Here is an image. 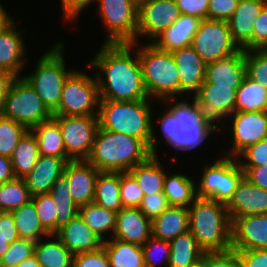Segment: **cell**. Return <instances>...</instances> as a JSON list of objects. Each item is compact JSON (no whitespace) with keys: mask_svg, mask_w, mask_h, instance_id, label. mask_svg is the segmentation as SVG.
Segmentation results:
<instances>
[{"mask_svg":"<svg viewBox=\"0 0 267 267\" xmlns=\"http://www.w3.org/2000/svg\"><path fill=\"white\" fill-rule=\"evenodd\" d=\"M135 43H103L86 68L95 69L101 100L149 99ZM135 50V51H134ZM132 52V53H131Z\"/></svg>","mask_w":267,"mask_h":267,"instance_id":"1","label":"cell"},{"mask_svg":"<svg viewBox=\"0 0 267 267\" xmlns=\"http://www.w3.org/2000/svg\"><path fill=\"white\" fill-rule=\"evenodd\" d=\"M152 99L139 101L100 100L99 126L109 132H117L142 140L153 155L158 153L152 118ZM157 150V151H156Z\"/></svg>","mask_w":267,"mask_h":267,"instance_id":"2","label":"cell"},{"mask_svg":"<svg viewBox=\"0 0 267 267\" xmlns=\"http://www.w3.org/2000/svg\"><path fill=\"white\" fill-rule=\"evenodd\" d=\"M151 155L142 140L99 127L86 161L99 172H128Z\"/></svg>","mask_w":267,"mask_h":267,"instance_id":"3","label":"cell"},{"mask_svg":"<svg viewBox=\"0 0 267 267\" xmlns=\"http://www.w3.org/2000/svg\"><path fill=\"white\" fill-rule=\"evenodd\" d=\"M189 231L205 252L232 249V221L224 203L197 197L189 206Z\"/></svg>","mask_w":267,"mask_h":267,"instance_id":"4","label":"cell"},{"mask_svg":"<svg viewBox=\"0 0 267 267\" xmlns=\"http://www.w3.org/2000/svg\"><path fill=\"white\" fill-rule=\"evenodd\" d=\"M136 45L143 85L149 99L162 102L167 98H178L180 80L172 53L160 50L152 43L136 42Z\"/></svg>","mask_w":267,"mask_h":267,"instance_id":"5","label":"cell"},{"mask_svg":"<svg viewBox=\"0 0 267 267\" xmlns=\"http://www.w3.org/2000/svg\"><path fill=\"white\" fill-rule=\"evenodd\" d=\"M64 46V42L52 44L39 57L33 73L22 75L52 114L60 104L66 79L75 71L66 66Z\"/></svg>","mask_w":267,"mask_h":267,"instance_id":"6","label":"cell"},{"mask_svg":"<svg viewBox=\"0 0 267 267\" xmlns=\"http://www.w3.org/2000/svg\"><path fill=\"white\" fill-rule=\"evenodd\" d=\"M1 116L14 120L27 130L53 117L36 91L23 77H16L4 98Z\"/></svg>","mask_w":267,"mask_h":267,"instance_id":"7","label":"cell"},{"mask_svg":"<svg viewBox=\"0 0 267 267\" xmlns=\"http://www.w3.org/2000/svg\"><path fill=\"white\" fill-rule=\"evenodd\" d=\"M222 157H217L218 159L211 165L205 163L200 181L196 184L197 197L216 200L227 205L245 172L236 158Z\"/></svg>","mask_w":267,"mask_h":267,"instance_id":"8","label":"cell"},{"mask_svg":"<svg viewBox=\"0 0 267 267\" xmlns=\"http://www.w3.org/2000/svg\"><path fill=\"white\" fill-rule=\"evenodd\" d=\"M85 71L76 70L66 79L60 104L53 116H98L100 93L97 80Z\"/></svg>","mask_w":267,"mask_h":267,"instance_id":"9","label":"cell"},{"mask_svg":"<svg viewBox=\"0 0 267 267\" xmlns=\"http://www.w3.org/2000/svg\"><path fill=\"white\" fill-rule=\"evenodd\" d=\"M99 2L98 14L106 33L104 43H135L138 27V4L134 0H93Z\"/></svg>","mask_w":267,"mask_h":267,"instance_id":"10","label":"cell"},{"mask_svg":"<svg viewBox=\"0 0 267 267\" xmlns=\"http://www.w3.org/2000/svg\"><path fill=\"white\" fill-rule=\"evenodd\" d=\"M191 46L206 64L241 50L233 41L228 21L212 19L201 20Z\"/></svg>","mask_w":267,"mask_h":267,"instance_id":"11","label":"cell"},{"mask_svg":"<svg viewBox=\"0 0 267 267\" xmlns=\"http://www.w3.org/2000/svg\"><path fill=\"white\" fill-rule=\"evenodd\" d=\"M59 123L66 154L72 160H86L99 126V116H53Z\"/></svg>","mask_w":267,"mask_h":267,"instance_id":"12","label":"cell"},{"mask_svg":"<svg viewBox=\"0 0 267 267\" xmlns=\"http://www.w3.org/2000/svg\"><path fill=\"white\" fill-rule=\"evenodd\" d=\"M226 120L231 121L230 127L221 124L219 128H222V133L224 128L230 129L232 138L230 137L229 144L232 145L227 152L223 151L224 156L236 158L247 147L267 138V111L234 112Z\"/></svg>","mask_w":267,"mask_h":267,"instance_id":"13","label":"cell"},{"mask_svg":"<svg viewBox=\"0 0 267 267\" xmlns=\"http://www.w3.org/2000/svg\"><path fill=\"white\" fill-rule=\"evenodd\" d=\"M181 13L174 0H144L138 4L139 37L151 43L158 35L171 26Z\"/></svg>","mask_w":267,"mask_h":267,"instance_id":"14","label":"cell"},{"mask_svg":"<svg viewBox=\"0 0 267 267\" xmlns=\"http://www.w3.org/2000/svg\"><path fill=\"white\" fill-rule=\"evenodd\" d=\"M17 29V22L12 18L0 30V70L15 77H22L24 64H27L25 61L27 50L22 36L26 31Z\"/></svg>","mask_w":267,"mask_h":267,"instance_id":"15","label":"cell"},{"mask_svg":"<svg viewBox=\"0 0 267 267\" xmlns=\"http://www.w3.org/2000/svg\"><path fill=\"white\" fill-rule=\"evenodd\" d=\"M232 250L267 249V214H255L232 220Z\"/></svg>","mask_w":267,"mask_h":267,"instance_id":"16","label":"cell"},{"mask_svg":"<svg viewBox=\"0 0 267 267\" xmlns=\"http://www.w3.org/2000/svg\"><path fill=\"white\" fill-rule=\"evenodd\" d=\"M236 94L237 89L232 86H217L204 80L194 98L205 115L220 124L235 112Z\"/></svg>","mask_w":267,"mask_h":267,"instance_id":"17","label":"cell"},{"mask_svg":"<svg viewBox=\"0 0 267 267\" xmlns=\"http://www.w3.org/2000/svg\"><path fill=\"white\" fill-rule=\"evenodd\" d=\"M180 80V96L194 97L205 80L206 63L192 46L172 52Z\"/></svg>","mask_w":267,"mask_h":267,"instance_id":"18","label":"cell"},{"mask_svg":"<svg viewBox=\"0 0 267 267\" xmlns=\"http://www.w3.org/2000/svg\"><path fill=\"white\" fill-rule=\"evenodd\" d=\"M226 206L231 221L249 215L267 214V190L252 184L244 176Z\"/></svg>","mask_w":267,"mask_h":267,"instance_id":"19","label":"cell"},{"mask_svg":"<svg viewBox=\"0 0 267 267\" xmlns=\"http://www.w3.org/2000/svg\"><path fill=\"white\" fill-rule=\"evenodd\" d=\"M265 7L263 0H239L228 20L233 41L240 49L253 50L254 21Z\"/></svg>","mask_w":267,"mask_h":267,"instance_id":"20","label":"cell"},{"mask_svg":"<svg viewBox=\"0 0 267 267\" xmlns=\"http://www.w3.org/2000/svg\"><path fill=\"white\" fill-rule=\"evenodd\" d=\"M73 201L80 207L94 201L95 181L99 171L86 160H72L65 165Z\"/></svg>","mask_w":267,"mask_h":267,"instance_id":"21","label":"cell"},{"mask_svg":"<svg viewBox=\"0 0 267 267\" xmlns=\"http://www.w3.org/2000/svg\"><path fill=\"white\" fill-rule=\"evenodd\" d=\"M152 237V220L139 208L123 207L116 213V228L112 238L142 246Z\"/></svg>","mask_w":267,"mask_h":267,"instance_id":"22","label":"cell"},{"mask_svg":"<svg viewBox=\"0 0 267 267\" xmlns=\"http://www.w3.org/2000/svg\"><path fill=\"white\" fill-rule=\"evenodd\" d=\"M245 51L206 64L205 81L217 86L238 89L246 77Z\"/></svg>","mask_w":267,"mask_h":267,"instance_id":"23","label":"cell"},{"mask_svg":"<svg viewBox=\"0 0 267 267\" xmlns=\"http://www.w3.org/2000/svg\"><path fill=\"white\" fill-rule=\"evenodd\" d=\"M55 235L73 255L98 250L104 242L79 214L63 225Z\"/></svg>","mask_w":267,"mask_h":267,"instance_id":"24","label":"cell"},{"mask_svg":"<svg viewBox=\"0 0 267 267\" xmlns=\"http://www.w3.org/2000/svg\"><path fill=\"white\" fill-rule=\"evenodd\" d=\"M69 161L72 159L39 156L35 167L24 177L30 195L49 193Z\"/></svg>","mask_w":267,"mask_h":267,"instance_id":"25","label":"cell"},{"mask_svg":"<svg viewBox=\"0 0 267 267\" xmlns=\"http://www.w3.org/2000/svg\"><path fill=\"white\" fill-rule=\"evenodd\" d=\"M201 20L196 16L181 14L171 26L151 43L160 50L170 53L191 46L192 39L198 31Z\"/></svg>","mask_w":267,"mask_h":267,"instance_id":"26","label":"cell"},{"mask_svg":"<svg viewBox=\"0 0 267 267\" xmlns=\"http://www.w3.org/2000/svg\"><path fill=\"white\" fill-rule=\"evenodd\" d=\"M189 231V210L181 206H169L152 220V237L171 241Z\"/></svg>","mask_w":267,"mask_h":267,"instance_id":"27","label":"cell"},{"mask_svg":"<svg viewBox=\"0 0 267 267\" xmlns=\"http://www.w3.org/2000/svg\"><path fill=\"white\" fill-rule=\"evenodd\" d=\"M166 172L163 192L170 206H189L197 198V187L192 177L183 173Z\"/></svg>","mask_w":267,"mask_h":267,"instance_id":"28","label":"cell"},{"mask_svg":"<svg viewBox=\"0 0 267 267\" xmlns=\"http://www.w3.org/2000/svg\"><path fill=\"white\" fill-rule=\"evenodd\" d=\"M37 139L40 156L70 158L65 151L58 121L52 117L31 130Z\"/></svg>","mask_w":267,"mask_h":267,"instance_id":"29","label":"cell"},{"mask_svg":"<svg viewBox=\"0 0 267 267\" xmlns=\"http://www.w3.org/2000/svg\"><path fill=\"white\" fill-rule=\"evenodd\" d=\"M158 157L152 154L147 160L128 171L135 178L144 195L163 192L167 171Z\"/></svg>","mask_w":267,"mask_h":267,"instance_id":"30","label":"cell"},{"mask_svg":"<svg viewBox=\"0 0 267 267\" xmlns=\"http://www.w3.org/2000/svg\"><path fill=\"white\" fill-rule=\"evenodd\" d=\"M34 255L37 257L41 267L73 266L74 255L55 234H50L47 237L41 238L39 241H37Z\"/></svg>","mask_w":267,"mask_h":267,"instance_id":"31","label":"cell"},{"mask_svg":"<svg viewBox=\"0 0 267 267\" xmlns=\"http://www.w3.org/2000/svg\"><path fill=\"white\" fill-rule=\"evenodd\" d=\"M205 251L198 245L190 231L170 241L168 267H190L201 262Z\"/></svg>","mask_w":267,"mask_h":267,"instance_id":"32","label":"cell"},{"mask_svg":"<svg viewBox=\"0 0 267 267\" xmlns=\"http://www.w3.org/2000/svg\"><path fill=\"white\" fill-rule=\"evenodd\" d=\"M94 203L118 213L122 208L120 172H99L95 181Z\"/></svg>","mask_w":267,"mask_h":267,"instance_id":"33","label":"cell"},{"mask_svg":"<svg viewBox=\"0 0 267 267\" xmlns=\"http://www.w3.org/2000/svg\"><path fill=\"white\" fill-rule=\"evenodd\" d=\"M110 267H145L142 246L115 238L103 242Z\"/></svg>","mask_w":267,"mask_h":267,"instance_id":"34","label":"cell"},{"mask_svg":"<svg viewBox=\"0 0 267 267\" xmlns=\"http://www.w3.org/2000/svg\"><path fill=\"white\" fill-rule=\"evenodd\" d=\"M38 142L35 134L27 130L10 157L15 177L24 178L35 167L39 158Z\"/></svg>","mask_w":267,"mask_h":267,"instance_id":"35","label":"cell"},{"mask_svg":"<svg viewBox=\"0 0 267 267\" xmlns=\"http://www.w3.org/2000/svg\"><path fill=\"white\" fill-rule=\"evenodd\" d=\"M79 215L87 226L104 241L111 238L116 228V213L96 203H88L79 207ZM109 232V233H108ZM108 234V238L105 237Z\"/></svg>","mask_w":267,"mask_h":267,"instance_id":"36","label":"cell"},{"mask_svg":"<svg viewBox=\"0 0 267 267\" xmlns=\"http://www.w3.org/2000/svg\"><path fill=\"white\" fill-rule=\"evenodd\" d=\"M11 214L19 238L37 242L49 235L40 224L36 206L32 200L11 211Z\"/></svg>","mask_w":267,"mask_h":267,"instance_id":"37","label":"cell"},{"mask_svg":"<svg viewBox=\"0 0 267 267\" xmlns=\"http://www.w3.org/2000/svg\"><path fill=\"white\" fill-rule=\"evenodd\" d=\"M56 204V233L79 214V206L73 201L67 177L62 174L49 192Z\"/></svg>","mask_w":267,"mask_h":267,"instance_id":"38","label":"cell"},{"mask_svg":"<svg viewBox=\"0 0 267 267\" xmlns=\"http://www.w3.org/2000/svg\"><path fill=\"white\" fill-rule=\"evenodd\" d=\"M267 111V90L247 76L237 89L235 112Z\"/></svg>","mask_w":267,"mask_h":267,"instance_id":"39","label":"cell"},{"mask_svg":"<svg viewBox=\"0 0 267 267\" xmlns=\"http://www.w3.org/2000/svg\"><path fill=\"white\" fill-rule=\"evenodd\" d=\"M186 97L183 100H174V98L164 99L161 103H166L168 110L174 115L175 119L185 128L197 127L207 116L197 100L191 97L190 100Z\"/></svg>","mask_w":267,"mask_h":267,"instance_id":"40","label":"cell"},{"mask_svg":"<svg viewBox=\"0 0 267 267\" xmlns=\"http://www.w3.org/2000/svg\"><path fill=\"white\" fill-rule=\"evenodd\" d=\"M32 196L24 178L0 183V212H11L28 203Z\"/></svg>","mask_w":267,"mask_h":267,"instance_id":"41","label":"cell"},{"mask_svg":"<svg viewBox=\"0 0 267 267\" xmlns=\"http://www.w3.org/2000/svg\"><path fill=\"white\" fill-rule=\"evenodd\" d=\"M217 123L206 117L197 127H191V129H184L180 136V151H188L189 153L196 148L201 147L202 143L211 136L212 132H219Z\"/></svg>","mask_w":267,"mask_h":267,"instance_id":"42","label":"cell"},{"mask_svg":"<svg viewBox=\"0 0 267 267\" xmlns=\"http://www.w3.org/2000/svg\"><path fill=\"white\" fill-rule=\"evenodd\" d=\"M26 131L20 123L0 115V155L10 158Z\"/></svg>","mask_w":267,"mask_h":267,"instance_id":"43","label":"cell"},{"mask_svg":"<svg viewBox=\"0 0 267 267\" xmlns=\"http://www.w3.org/2000/svg\"><path fill=\"white\" fill-rule=\"evenodd\" d=\"M246 75L267 90V52L263 49L245 51Z\"/></svg>","mask_w":267,"mask_h":267,"instance_id":"44","label":"cell"},{"mask_svg":"<svg viewBox=\"0 0 267 267\" xmlns=\"http://www.w3.org/2000/svg\"><path fill=\"white\" fill-rule=\"evenodd\" d=\"M38 214L40 224L50 235L56 234V204L50 193L37 194L32 196Z\"/></svg>","mask_w":267,"mask_h":267,"instance_id":"45","label":"cell"},{"mask_svg":"<svg viewBox=\"0 0 267 267\" xmlns=\"http://www.w3.org/2000/svg\"><path fill=\"white\" fill-rule=\"evenodd\" d=\"M145 267H159L161 264L168 267L167 262L170 256V242L149 238L143 245ZM164 263V264H163Z\"/></svg>","mask_w":267,"mask_h":267,"instance_id":"46","label":"cell"},{"mask_svg":"<svg viewBox=\"0 0 267 267\" xmlns=\"http://www.w3.org/2000/svg\"><path fill=\"white\" fill-rule=\"evenodd\" d=\"M36 242L19 238L10 244L8 250L0 259V267L17 266L24 259L35 253Z\"/></svg>","mask_w":267,"mask_h":267,"instance_id":"47","label":"cell"},{"mask_svg":"<svg viewBox=\"0 0 267 267\" xmlns=\"http://www.w3.org/2000/svg\"><path fill=\"white\" fill-rule=\"evenodd\" d=\"M164 112V113H163ZM158 117V125L165 144L167 143L176 152L180 151V136L181 132L185 129L174 117V115L165 108Z\"/></svg>","mask_w":267,"mask_h":267,"instance_id":"48","label":"cell"},{"mask_svg":"<svg viewBox=\"0 0 267 267\" xmlns=\"http://www.w3.org/2000/svg\"><path fill=\"white\" fill-rule=\"evenodd\" d=\"M120 197L123 207L138 208L144 193L129 172H120Z\"/></svg>","mask_w":267,"mask_h":267,"instance_id":"49","label":"cell"},{"mask_svg":"<svg viewBox=\"0 0 267 267\" xmlns=\"http://www.w3.org/2000/svg\"><path fill=\"white\" fill-rule=\"evenodd\" d=\"M236 159L240 166L267 165V138L247 147Z\"/></svg>","mask_w":267,"mask_h":267,"instance_id":"50","label":"cell"},{"mask_svg":"<svg viewBox=\"0 0 267 267\" xmlns=\"http://www.w3.org/2000/svg\"><path fill=\"white\" fill-rule=\"evenodd\" d=\"M201 267H241L238 252H205L201 259Z\"/></svg>","mask_w":267,"mask_h":267,"instance_id":"51","label":"cell"},{"mask_svg":"<svg viewBox=\"0 0 267 267\" xmlns=\"http://www.w3.org/2000/svg\"><path fill=\"white\" fill-rule=\"evenodd\" d=\"M169 206L170 205L164 192H159L144 195L142 202L138 208L147 218L153 220Z\"/></svg>","mask_w":267,"mask_h":267,"instance_id":"52","label":"cell"},{"mask_svg":"<svg viewBox=\"0 0 267 267\" xmlns=\"http://www.w3.org/2000/svg\"><path fill=\"white\" fill-rule=\"evenodd\" d=\"M72 267H110L108 255L102 246L98 250L74 255Z\"/></svg>","mask_w":267,"mask_h":267,"instance_id":"53","label":"cell"},{"mask_svg":"<svg viewBox=\"0 0 267 267\" xmlns=\"http://www.w3.org/2000/svg\"><path fill=\"white\" fill-rule=\"evenodd\" d=\"M239 0H209L207 19L228 21L234 14Z\"/></svg>","mask_w":267,"mask_h":267,"instance_id":"54","label":"cell"},{"mask_svg":"<svg viewBox=\"0 0 267 267\" xmlns=\"http://www.w3.org/2000/svg\"><path fill=\"white\" fill-rule=\"evenodd\" d=\"M234 251L238 252L241 267H267V249Z\"/></svg>","mask_w":267,"mask_h":267,"instance_id":"55","label":"cell"},{"mask_svg":"<svg viewBox=\"0 0 267 267\" xmlns=\"http://www.w3.org/2000/svg\"><path fill=\"white\" fill-rule=\"evenodd\" d=\"M180 13L207 19L209 0H174Z\"/></svg>","mask_w":267,"mask_h":267,"instance_id":"56","label":"cell"},{"mask_svg":"<svg viewBox=\"0 0 267 267\" xmlns=\"http://www.w3.org/2000/svg\"><path fill=\"white\" fill-rule=\"evenodd\" d=\"M93 0H60L62 17L64 21L74 22L87 7H91Z\"/></svg>","mask_w":267,"mask_h":267,"instance_id":"57","label":"cell"},{"mask_svg":"<svg viewBox=\"0 0 267 267\" xmlns=\"http://www.w3.org/2000/svg\"><path fill=\"white\" fill-rule=\"evenodd\" d=\"M253 27V50L263 49L267 45V7L256 17Z\"/></svg>","mask_w":267,"mask_h":267,"instance_id":"58","label":"cell"},{"mask_svg":"<svg viewBox=\"0 0 267 267\" xmlns=\"http://www.w3.org/2000/svg\"><path fill=\"white\" fill-rule=\"evenodd\" d=\"M240 167L252 184L267 190V165Z\"/></svg>","mask_w":267,"mask_h":267,"instance_id":"59","label":"cell"},{"mask_svg":"<svg viewBox=\"0 0 267 267\" xmlns=\"http://www.w3.org/2000/svg\"><path fill=\"white\" fill-rule=\"evenodd\" d=\"M0 238L10 239V244L19 239L11 212H0Z\"/></svg>","mask_w":267,"mask_h":267,"instance_id":"60","label":"cell"},{"mask_svg":"<svg viewBox=\"0 0 267 267\" xmlns=\"http://www.w3.org/2000/svg\"><path fill=\"white\" fill-rule=\"evenodd\" d=\"M15 178L11 159L0 155V183H5Z\"/></svg>","mask_w":267,"mask_h":267,"instance_id":"61","label":"cell"},{"mask_svg":"<svg viewBox=\"0 0 267 267\" xmlns=\"http://www.w3.org/2000/svg\"><path fill=\"white\" fill-rule=\"evenodd\" d=\"M16 77L12 74L0 70V113L3 107L4 98Z\"/></svg>","mask_w":267,"mask_h":267,"instance_id":"62","label":"cell"},{"mask_svg":"<svg viewBox=\"0 0 267 267\" xmlns=\"http://www.w3.org/2000/svg\"><path fill=\"white\" fill-rule=\"evenodd\" d=\"M13 17L6 11L4 6L0 3V30L12 19Z\"/></svg>","mask_w":267,"mask_h":267,"instance_id":"63","label":"cell"},{"mask_svg":"<svg viewBox=\"0 0 267 267\" xmlns=\"http://www.w3.org/2000/svg\"><path fill=\"white\" fill-rule=\"evenodd\" d=\"M16 267H41V266L37 260V257L33 255L30 258L24 259Z\"/></svg>","mask_w":267,"mask_h":267,"instance_id":"64","label":"cell"},{"mask_svg":"<svg viewBox=\"0 0 267 267\" xmlns=\"http://www.w3.org/2000/svg\"><path fill=\"white\" fill-rule=\"evenodd\" d=\"M10 246V239L0 238V259Z\"/></svg>","mask_w":267,"mask_h":267,"instance_id":"65","label":"cell"},{"mask_svg":"<svg viewBox=\"0 0 267 267\" xmlns=\"http://www.w3.org/2000/svg\"><path fill=\"white\" fill-rule=\"evenodd\" d=\"M190 267H201V262H199L198 264H196L194 266H190Z\"/></svg>","mask_w":267,"mask_h":267,"instance_id":"66","label":"cell"},{"mask_svg":"<svg viewBox=\"0 0 267 267\" xmlns=\"http://www.w3.org/2000/svg\"><path fill=\"white\" fill-rule=\"evenodd\" d=\"M137 4H139L140 2L144 1V0H134Z\"/></svg>","mask_w":267,"mask_h":267,"instance_id":"67","label":"cell"},{"mask_svg":"<svg viewBox=\"0 0 267 267\" xmlns=\"http://www.w3.org/2000/svg\"><path fill=\"white\" fill-rule=\"evenodd\" d=\"M265 7H267V0H263Z\"/></svg>","mask_w":267,"mask_h":267,"instance_id":"68","label":"cell"},{"mask_svg":"<svg viewBox=\"0 0 267 267\" xmlns=\"http://www.w3.org/2000/svg\"><path fill=\"white\" fill-rule=\"evenodd\" d=\"M263 50L267 52V45L263 48Z\"/></svg>","mask_w":267,"mask_h":267,"instance_id":"69","label":"cell"}]
</instances>
